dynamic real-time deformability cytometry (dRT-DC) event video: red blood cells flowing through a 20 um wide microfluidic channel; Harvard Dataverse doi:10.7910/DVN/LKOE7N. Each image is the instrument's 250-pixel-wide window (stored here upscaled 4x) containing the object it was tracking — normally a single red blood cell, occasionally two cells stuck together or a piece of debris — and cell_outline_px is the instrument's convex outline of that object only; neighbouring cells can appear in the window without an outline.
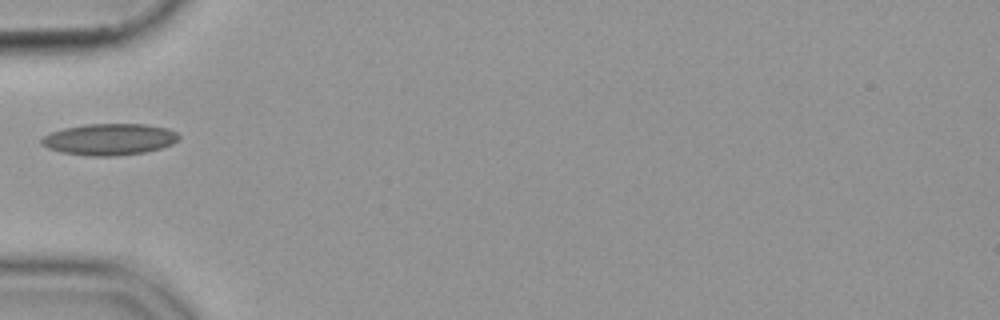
{"species": "common noctule bat (a hibernating species)", "species_latin": "Nyctalus noctula", "temperature_condition": "cold", "stored_images_in_passage": 24, "camera_frame_rate_fps": 3000, "um_per_image_px": 0.085, "animal": {"sex": "female", "body_mass_g": 19.9}, "frame": {"image": 1, "passage_image": 1, "time_ms": 0.0, "image_size_px": [1000, 320], "cell_outline_px": [[180, 136], [172, 144], [160, 148], [144, 152], [116, 156], [88, 156], [60, 152], [48, 148], [40, 144], [40, 140], [44, 136], [52, 132], [64, 128], [88, 124], [148, 124], [168, 128], [176, 132]], "centroid_in_image_um": [9.29, 11.84], "position_along_channel_um": 75.7, "area_um2": 25.2}}